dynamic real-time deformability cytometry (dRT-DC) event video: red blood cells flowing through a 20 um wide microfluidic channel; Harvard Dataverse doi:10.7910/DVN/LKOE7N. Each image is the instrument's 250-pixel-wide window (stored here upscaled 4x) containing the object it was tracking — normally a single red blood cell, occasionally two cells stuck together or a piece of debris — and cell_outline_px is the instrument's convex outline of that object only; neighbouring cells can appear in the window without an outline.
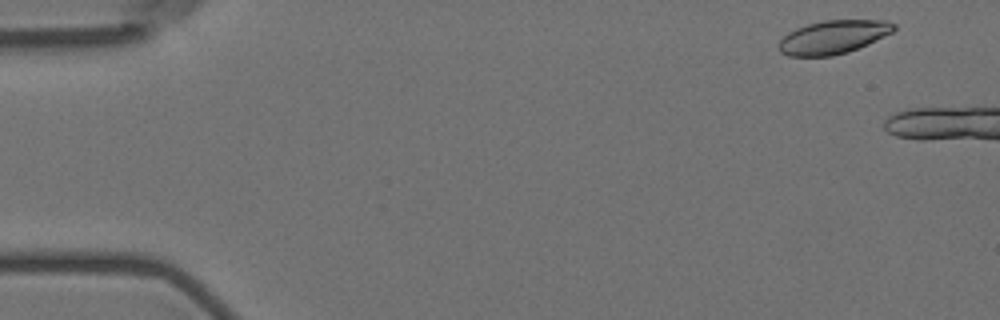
{"species": "Egyptian fruit bat (a non-hibernating species)", "species_latin": "Rousettus aegyptiacus", "temperature_condition": "room temperature", "stored_images_in_passage": 3, "camera_frame_rate_fps": 3000, "um_per_image_px": 0.085, "animal": {"sex": "female"}, "frame": {"image": 1, "passage_image": 1, "time_ms": 0.0, "image_size_px": [1000, 320], "cell_outline_px": [[896, 28], [892, 32], [868, 44], [848, 52], [832, 56], [788, 56], [780, 52], [780, 40], [788, 32], [796, 28], [808, 24], [824, 20], [888, 20], [896, 24]], "centroid_in_image_um": [70.84, 3.15], "position_along_channel_um": 14.2, "area_um2": 22.43}}